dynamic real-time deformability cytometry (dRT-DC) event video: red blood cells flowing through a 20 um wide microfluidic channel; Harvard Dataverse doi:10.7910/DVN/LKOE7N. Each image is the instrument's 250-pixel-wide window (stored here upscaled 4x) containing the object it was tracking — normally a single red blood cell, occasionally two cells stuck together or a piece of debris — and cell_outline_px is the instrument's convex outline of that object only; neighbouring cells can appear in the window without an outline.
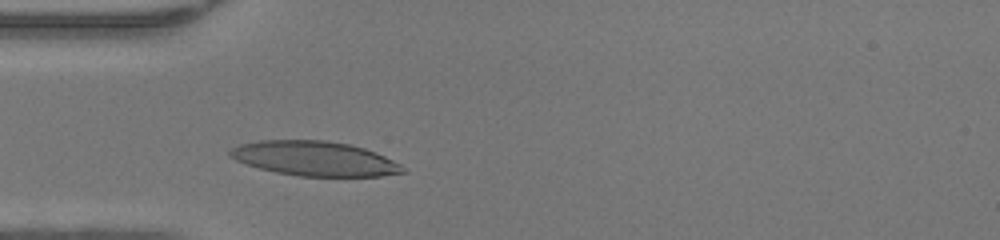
{"species": "human", "species_latin": "Homo sapiens", "temperature_condition": "warm", "stored_images_in_passage": 31, "camera_frame_rate_fps": 3000, "um_per_image_px": 0.085, "donor": {"sex": "female"}, "frame": {"image": 1, "passage_image": 7, "time_ms": 2.0, "image_size_px": [1000, 240], "cell_outline_px": [[408, 172], [380, 176], [300, 176], [276, 172], [244, 164], [228, 156], [228, 152], [232, 148], [240, 144], [260, 140], [324, 140], [348, 144], [364, 148], [376, 152], [400, 164]], "centroid_in_image_um": [26.73, 13.47], "position_along_channel_um": 58.3, "area_um2": 34.8}}
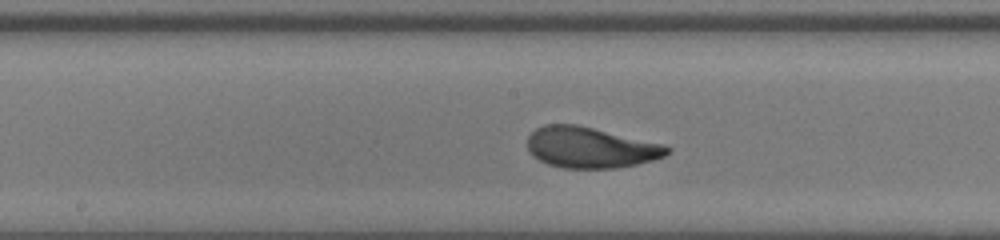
{"frame": {"image": 2, "passage_image": 17, "time_ms": 5.333, "image_size_px": [1000, 240], "cell_outline_px": [[672, 148], [664, 156], [652, 160], [636, 164], [612, 168], [564, 168], [548, 164], [532, 156], [528, 148], [528, 136], [536, 128], [544, 124], [576, 124], [664, 144]], "centroid_in_image_um": [50.17, 12.53], "position_along_channel_um": 198.0, "area_um2": 33.12}}
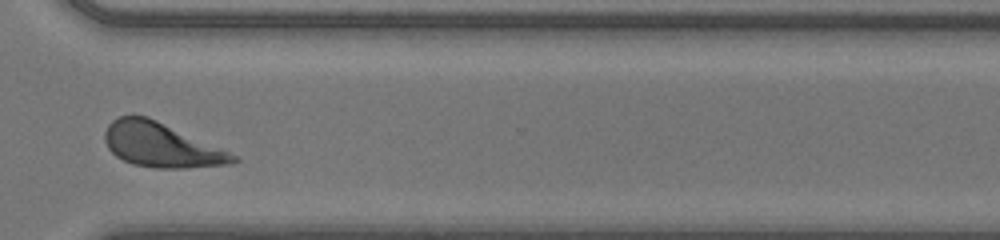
{"frame": {"image": 3, "passage_image": 28, "time_ms": 9.0, "image_size_px": [1000, 240], "cell_outline_px": [[240, 160], [232, 164], [184, 168], [152, 168], [132, 164], [116, 156], [108, 148], [104, 140], [104, 132], [108, 124], [112, 120], [120, 116], [148, 116], [228, 152], [236, 156]], "centroid_in_image_um": [13.65, 12.34], "position_along_channel_um": 356.9, "area_um2": 32.77}, "authors_computed_cell_mechanics": {"area_um2": 33.1194, "velocity_mm_per_s": 4.3206, "shape_relaxation_time_tau1_ms": 2.2556, "shape_relaxation_time_tau2_ms": 0.7803, "deformation_change_tau1": 0.1709, "deformation_change_tau2": 0.0701}}